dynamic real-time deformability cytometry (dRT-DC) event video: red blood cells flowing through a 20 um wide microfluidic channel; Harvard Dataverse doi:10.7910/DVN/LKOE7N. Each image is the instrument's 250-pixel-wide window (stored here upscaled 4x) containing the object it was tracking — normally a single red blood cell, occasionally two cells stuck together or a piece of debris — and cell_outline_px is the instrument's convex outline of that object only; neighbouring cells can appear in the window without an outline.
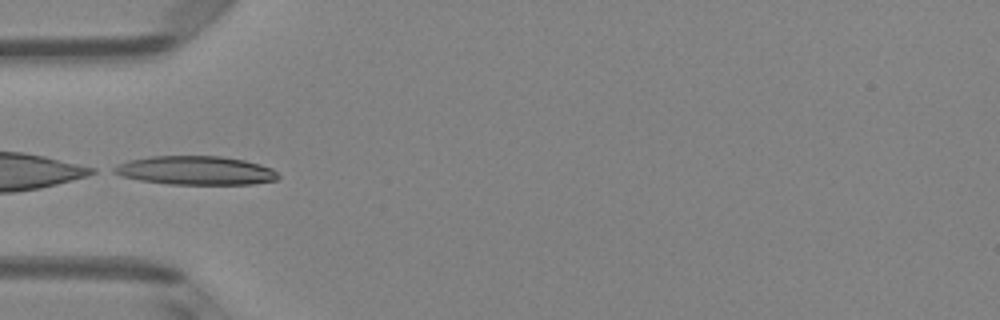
{"species": "Egyptian fruit bat (a non-hibernating species)", "species_latin": "Rousettus aegyptiacus", "temperature_condition": "room temperature", "stored_images_in_passage": 22, "camera_frame_rate_fps": 3000, "um_per_image_px": 0.085, "animal": {"sex": "female"}, "frame": {"image": 1, "passage_image": 1, "time_ms": 0.0, "image_size_px": [1000, 320], "cell_outline_px": [[280, 176], [276, 180], [252, 184], [168, 184], [140, 180], [120, 176], [112, 172], [112, 168], [128, 160], [152, 156], [220, 156], [244, 160], [260, 164], [272, 168]], "centroid_in_image_um": [16.62, 14.49], "position_along_channel_um": 68.4, "area_um2": 27.51}}
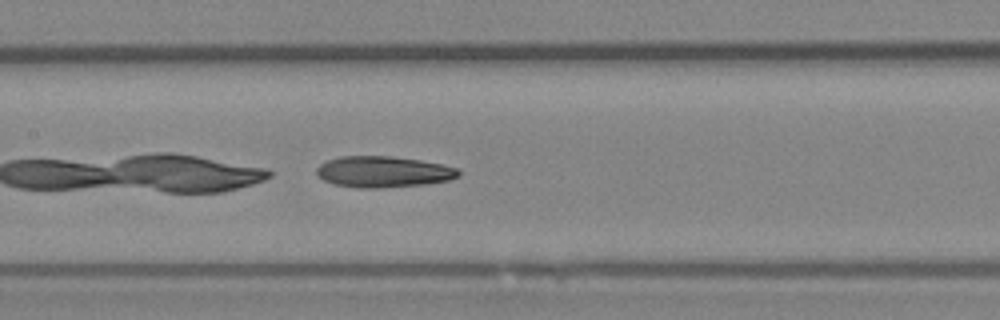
{"frame": {"image": 2, "passage_image": 9, "time_ms": 2.667, "image_size_px": [1000, 320], "cell_outline_px": [[460, 176], [448, 180], [424, 184], [380, 188], [360, 188], [336, 184], [324, 180], [316, 172], [316, 168], [320, 164], [328, 160], [340, 156], [392, 156], [420, 160], [460, 168]], "centroid_in_image_um": [32.6, 14.59], "position_along_channel_um": 174.8, "area_um2": 25.66}}
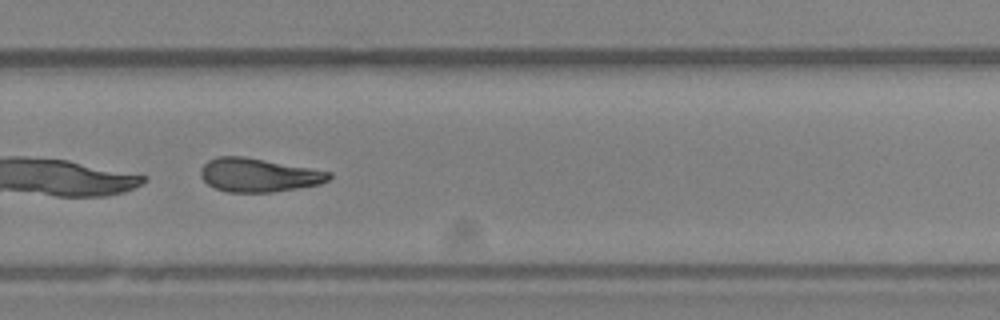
{"frame": {"image": 3, "passage_image": 19, "time_ms": 6.0, "image_size_px": [1000, 320], "cell_outline_px": [[332, 176], [328, 180], [320, 184], [272, 192], [228, 192], [216, 188], [208, 184], [200, 176], [200, 168], [208, 160], [216, 156], [244, 156], [332, 172]], "centroid_in_image_um": [21.96, 14.87], "position_along_channel_um": 307.8, "area_um2": 25.09}}